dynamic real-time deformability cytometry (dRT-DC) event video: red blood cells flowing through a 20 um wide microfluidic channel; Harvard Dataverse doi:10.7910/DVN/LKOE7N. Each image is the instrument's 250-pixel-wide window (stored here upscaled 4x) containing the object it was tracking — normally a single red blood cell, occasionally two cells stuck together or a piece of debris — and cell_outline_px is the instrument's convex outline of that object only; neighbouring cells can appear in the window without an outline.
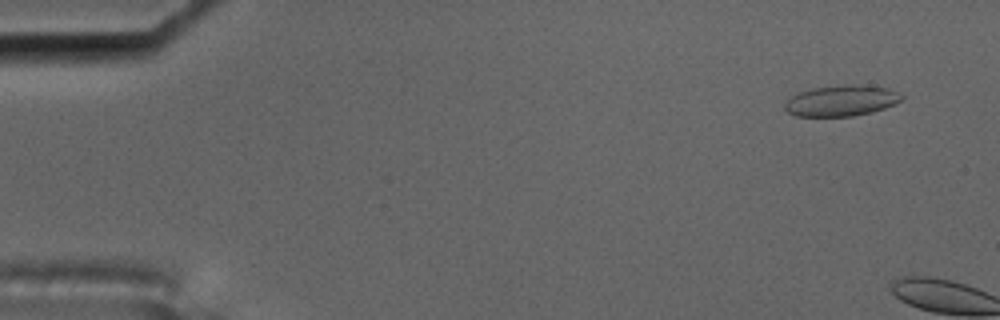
{"species": "common noctule bat (a hibernating species)", "species_latin": "Nyctalus noctula", "temperature_condition": "cold", "stored_images_in_passage": 2, "camera_frame_rate_fps": 3000, "um_per_image_px": 0.085, "animal": {"sex": "male", "body_mass_g": 17.5, "forearm_length_mm": 52.3}, "frame": {"image": 1, "passage_image": 1, "time_ms": 0.0, "image_size_px": [1000, 320], "cell_outline_px": [[904, 96], [900, 100], [884, 108], [872, 112], [852, 116], [796, 116], [788, 112], [784, 108], [784, 104], [792, 96], [800, 92], [812, 88], [848, 84], [856, 84], [888, 88]], "centroid_in_image_um": [71.49, 8.55], "position_along_channel_um": 13.5, "area_um2": 20.81}}